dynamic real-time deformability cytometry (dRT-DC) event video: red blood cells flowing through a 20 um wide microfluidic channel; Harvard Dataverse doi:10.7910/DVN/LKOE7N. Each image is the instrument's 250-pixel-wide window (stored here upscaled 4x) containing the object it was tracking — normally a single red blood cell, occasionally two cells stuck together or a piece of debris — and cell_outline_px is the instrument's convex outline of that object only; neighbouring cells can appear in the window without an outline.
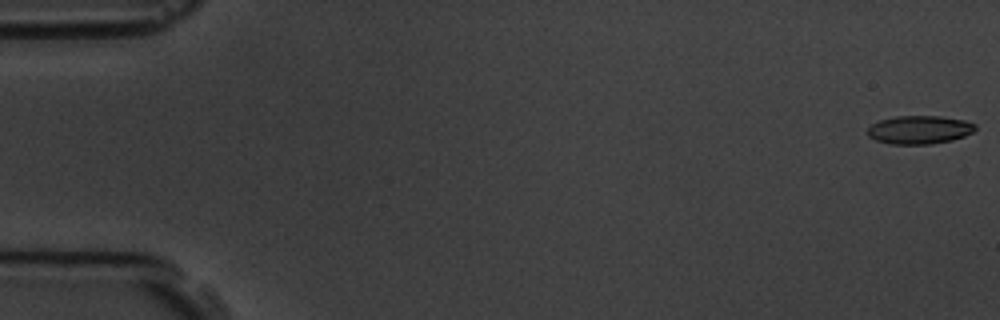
{"species": "common noctule bat (a hibernating species)", "species_latin": "Nyctalus noctula", "temperature_condition": "room temperature", "stored_images_in_passage": 9, "camera_frame_rate_fps": 3000, "um_per_image_px": 0.085, "animal": {"sex": "male", "body_mass_g": 19.5, "forearm_length_mm": 54.6}, "frame": {"image": 1, "passage_image": 1, "time_ms": 0.0, "image_size_px": [1000, 320], "cell_outline_px": [[976, 128], [972, 132], [964, 136], [952, 140], [932, 144], [888, 144], [876, 140], [868, 136], [868, 128], [872, 124], [880, 120], [896, 116], [940, 116], [964, 120], [976, 124]], "centroid_in_image_um": [78.15, 11.03], "position_along_channel_um": 6.9, "area_um2": 17.8}}
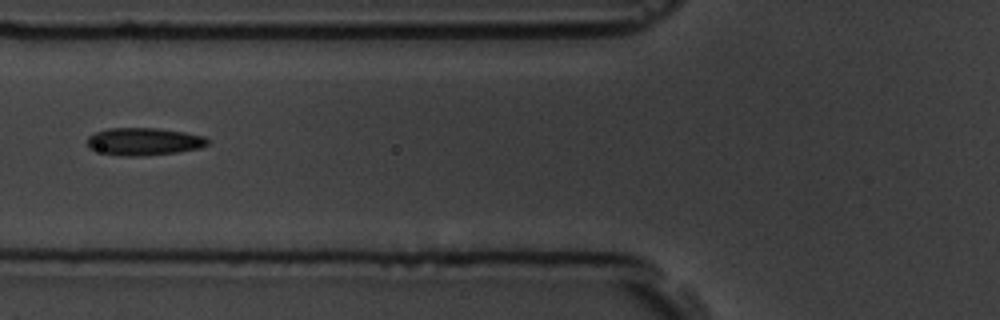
{"frame": {"image": 2, "passage_image": 7, "time_ms": 7.0, "image_size_px": [1000, 320], "cell_outline_px": [[208, 144], [200, 148], [176, 152], [140, 156], [124, 156], [104, 152], [88, 148], [88, 136], [96, 132], [108, 128], [156, 128], [184, 132], [204, 136], [208, 140]], "centroid_in_image_um": [12.24, 12.02], "position_along_channel_um": 113.6, "area_um2": 19.07}}
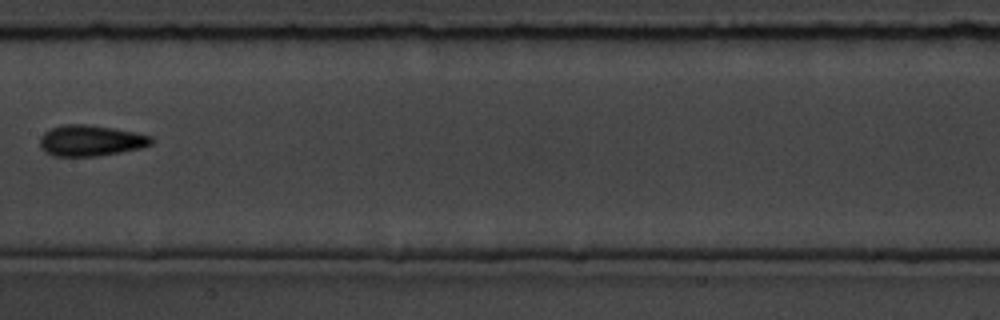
{"frame": {"image": 3, "passage_image": 9, "time_ms": 9.333, "image_size_px": [1000, 320], "cell_outline_px": [[152, 144], [140, 148], [100, 156], [52, 156], [44, 152], [40, 148], [40, 136], [44, 132], [52, 128], [64, 124], [84, 124], [112, 128], [136, 132], [152, 136]], "centroid_in_image_um": [7.68, 11.96], "position_along_channel_um": 199.7, "area_um2": 20.17}}